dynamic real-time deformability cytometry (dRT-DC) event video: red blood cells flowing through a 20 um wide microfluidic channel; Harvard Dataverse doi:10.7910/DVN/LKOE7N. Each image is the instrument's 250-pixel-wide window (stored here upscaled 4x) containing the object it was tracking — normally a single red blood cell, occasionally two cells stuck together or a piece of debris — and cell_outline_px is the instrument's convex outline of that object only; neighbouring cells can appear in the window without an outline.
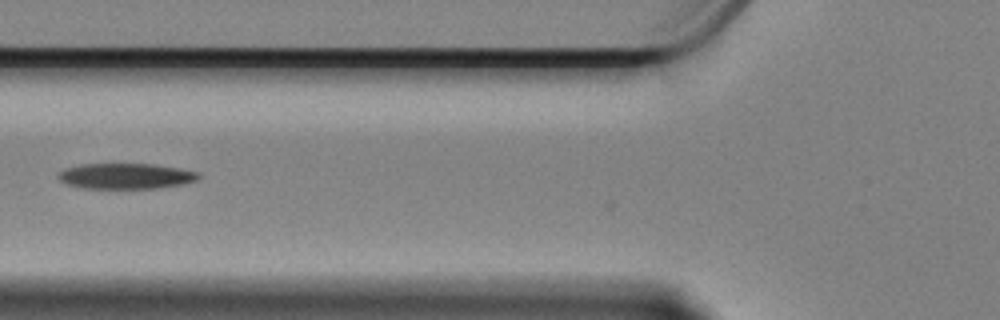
{"species": "Egyptian fruit bat (a non-hibernating species)", "species_latin": "Rousettus aegyptiacus", "temperature_condition": "cold", "stored_images_in_passage": 27, "camera_frame_rate_fps": 3000, "um_per_image_px": 0.085, "animal": {"sex": "female"}, "frame": {"image": 1, "passage_image": 2, "time_ms": 0.333, "image_size_px": [1000, 320], "cell_outline_px": [[204, 176], [196, 180], [184, 184], [156, 188], [84, 188], [68, 184], [60, 180], [56, 176], [64, 168], [80, 164], [152, 164], [180, 168], [200, 172]], "centroid_in_image_um": [10.74, 14.96], "position_along_channel_um": 115.1, "area_um2": 21.04}}
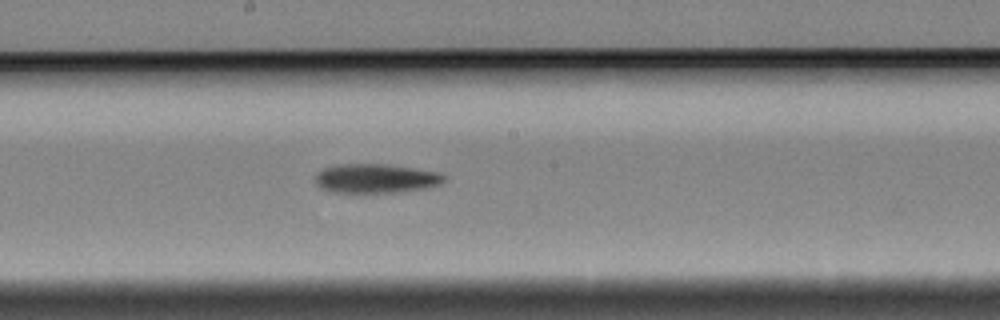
{"frame": {"image": 2, "passage_image": 11, "time_ms": 3.333, "image_size_px": [1000, 320], "cell_outline_px": [[444, 180], [440, 184], [424, 188], [400, 192], [332, 192], [320, 188], [316, 184], [316, 172], [324, 168], [336, 164], [388, 164], [440, 172], [444, 176]], "centroid_in_image_um": [31.92, 15.16], "position_along_channel_um": 216.3, "area_um2": 21.91}}
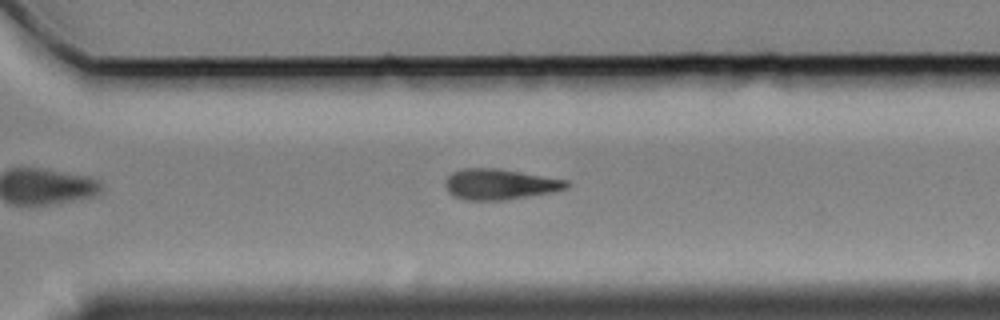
{"frame": {"image": 3, "passage_image": 21, "time_ms": 6.667, "image_size_px": [1000, 320], "cell_outline_px": [[568, 184], [564, 188], [552, 192], [504, 200], [464, 200], [452, 196], [448, 192], [444, 184], [444, 180], [452, 172], [460, 168], [496, 168], [568, 180]], "centroid_in_image_um": [42.39, 15.66], "position_along_channel_um": 328.2, "area_um2": 21.62}}